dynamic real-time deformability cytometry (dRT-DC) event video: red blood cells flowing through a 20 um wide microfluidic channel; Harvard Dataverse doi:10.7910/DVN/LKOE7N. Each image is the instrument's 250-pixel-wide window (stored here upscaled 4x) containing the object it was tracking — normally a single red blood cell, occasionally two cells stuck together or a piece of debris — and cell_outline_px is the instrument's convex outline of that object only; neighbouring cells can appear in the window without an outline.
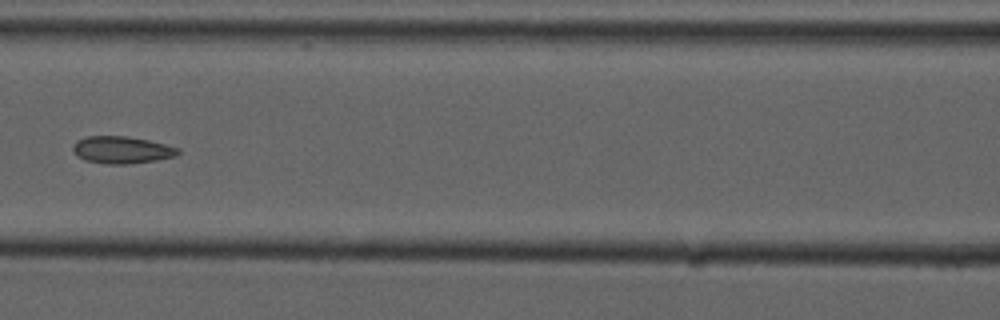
{"species": "common noctule bat (a hibernating species)", "species_latin": "Nyctalus noctula", "temperature_condition": "cold", "stored_images_in_passage": 5, "camera_frame_rate_fps": 3000, "um_per_image_px": 0.085, "animal": {"sex": "male", "forearm_length_mm": 52.5}, "frame": {"image": 1, "passage_image": 5, "time_ms": 4.667, "image_size_px": [1000, 320], "cell_outline_px": [[180, 152], [176, 156], [156, 160], [128, 164], [108, 164], [84, 160], [72, 148], [72, 144], [76, 140], [88, 136], [124, 136], [148, 140], [180, 148]], "centroid_in_image_um": [10.36, 12.74], "position_along_channel_um": 156.2, "area_um2": 16.53}}